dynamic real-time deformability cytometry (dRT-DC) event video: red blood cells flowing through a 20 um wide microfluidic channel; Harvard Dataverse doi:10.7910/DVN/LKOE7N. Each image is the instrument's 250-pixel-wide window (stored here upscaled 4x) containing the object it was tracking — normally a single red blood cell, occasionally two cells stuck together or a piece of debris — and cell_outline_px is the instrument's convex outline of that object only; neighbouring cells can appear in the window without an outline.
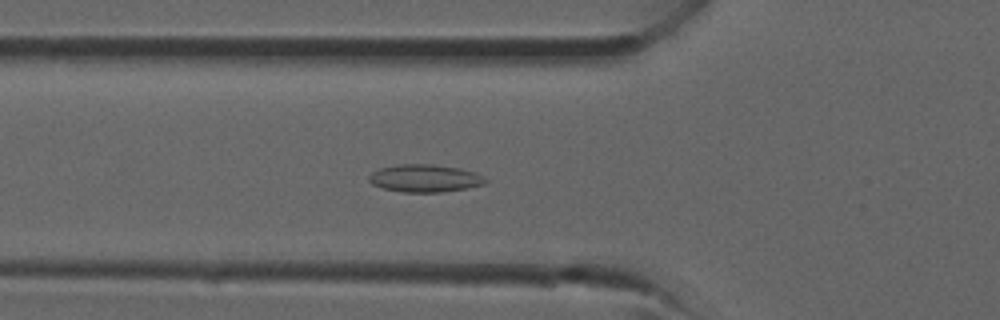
{"species": "common noctule bat (a hibernating species)", "species_latin": "Nyctalus noctula", "temperature_condition": "room temperature", "stored_images_in_passage": 26, "camera_frame_rate_fps": 3000, "um_per_image_px": 0.085, "animal": {"sex": "male", "forearm_length_mm": 52.5}, "frame": {"image": 1, "passage_image": 2, "time_ms": 0.333, "image_size_px": [1000, 320], "cell_outline_px": [[488, 180], [484, 184], [468, 188], [440, 192], [400, 192], [384, 188], [372, 184], [368, 180], [368, 176], [372, 172], [380, 168], [396, 164], [432, 164], [460, 168], [476, 172]], "centroid_in_image_um": [36.11, 15.15], "position_along_channel_um": 89.7, "area_um2": 18.84}}
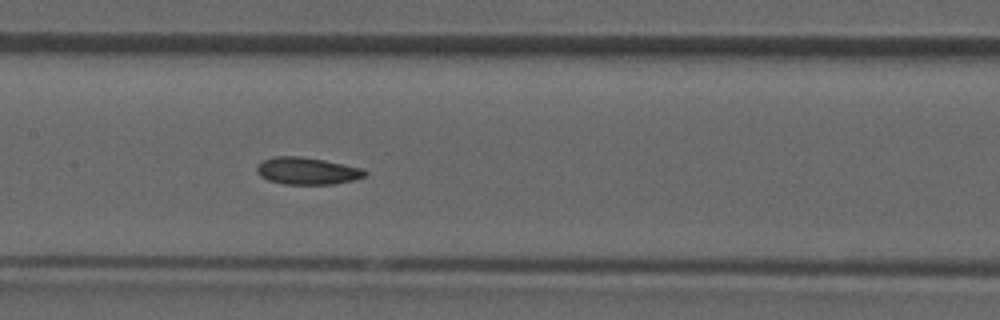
{"frame": {"image": 2, "passage_image": 7, "time_ms": 2.0, "image_size_px": [1000, 320], "cell_outline_px": [[368, 176], [352, 180], [332, 184], [284, 184], [268, 180], [260, 176], [256, 172], [256, 168], [264, 160], [276, 156], [300, 156], [324, 160], [364, 168], [368, 172]], "centroid_in_image_um": [26.15, 14.53], "position_along_channel_um": 181.3, "area_um2": 17.11}}
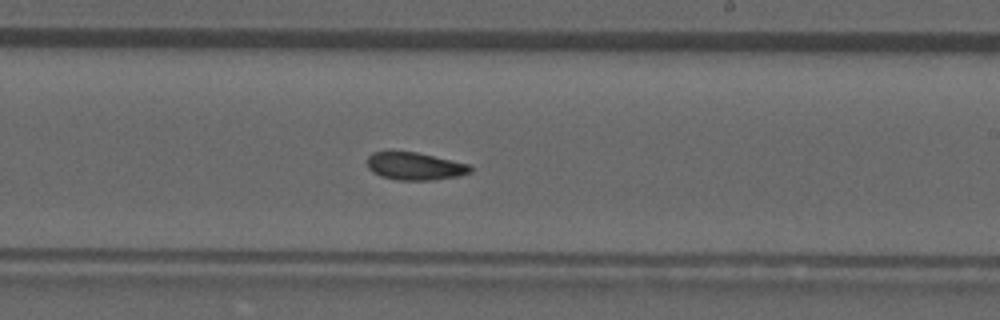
{"frame": {"image": 3, "passage_image": 11, "time_ms": 3.333, "image_size_px": [1000, 320], "cell_outline_px": [[472, 172], [456, 176], [432, 180], [400, 180], [380, 176], [372, 172], [368, 168], [368, 156], [372, 152], [388, 148], [416, 152], [472, 164]], "centroid_in_image_um": [35.22, 14.08], "position_along_channel_um": 253.8, "area_um2": 17.22}}